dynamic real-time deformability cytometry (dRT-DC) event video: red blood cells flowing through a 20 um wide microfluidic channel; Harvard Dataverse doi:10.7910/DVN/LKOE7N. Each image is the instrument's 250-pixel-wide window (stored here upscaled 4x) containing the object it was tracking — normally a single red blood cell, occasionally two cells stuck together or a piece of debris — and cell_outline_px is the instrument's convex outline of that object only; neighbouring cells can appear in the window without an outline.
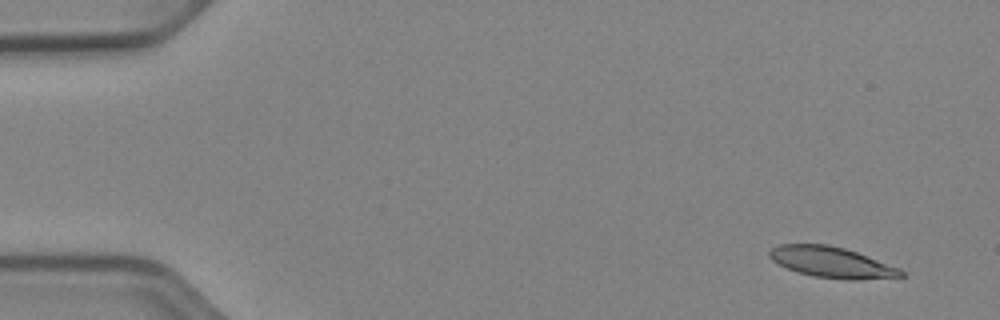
{"species": "Egyptian fruit bat (a non-hibernating species)", "species_latin": "Rousettus aegyptiacus", "temperature_condition": "cold", "stored_images_in_passage": 53, "camera_frame_rate_fps": 3000, "um_per_image_px": 0.085, "animal": {"sex": "female"}, "frame": {"image": 1, "passage_image": 4, "time_ms": 1.0, "image_size_px": [1000, 320], "cell_outline_px": [[904, 276], [860, 280], [848, 280], [812, 276], [796, 272], [772, 260], [768, 256], [768, 252], [772, 248], [780, 244], [828, 244], [844, 248], [856, 252], [900, 268], [904, 272]], "centroid_in_image_um": [70.68, 22.3], "position_along_channel_um": 14.3, "area_um2": 23.58}}
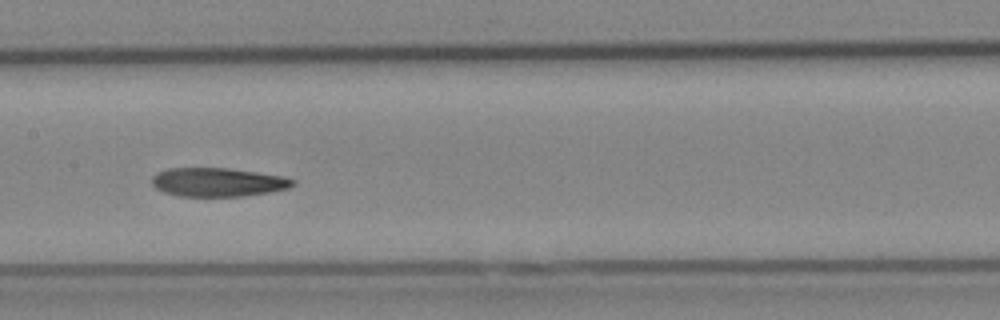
{"frame": {"image": 2, "passage_image": 27, "time_ms": 8.667, "image_size_px": [1000, 320], "cell_outline_px": [[296, 184], [288, 188], [268, 192], [244, 196], [180, 196], [164, 192], [156, 188], [152, 184], [152, 176], [156, 172], [168, 168], [228, 168], [284, 176], [296, 180]], "centroid_in_image_um": [18.52, 15.48], "position_along_channel_um": 188.9, "area_um2": 23.64}}
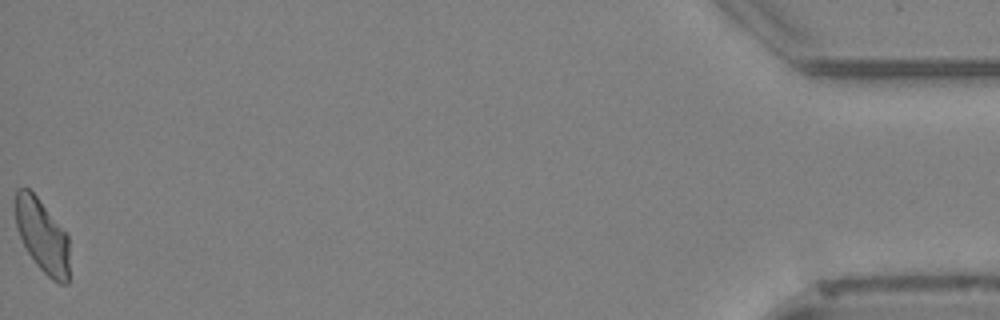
{"frame": {"image": 3, "passage_image": 53, "time_ms": 17.333, "image_size_px": [1000, 320], "cell_outline_px": [[68, 284], [60, 284], [52, 280], [36, 264], [28, 252], [16, 228], [16, 188], [28, 188], [36, 196], [68, 236]], "centroid_in_image_um": [3.59, 20.07], "position_along_channel_um": 431.6, "area_um2": 22.54}, "authors_computed_cell_mechanics": {"area_um2": 24.1604, "velocity_mm_per_s": 3.9073, "shape_relaxation_time_tau1_ms": 7.0631, "shape_relaxation_time_tau2_ms": 8.6389, "deformation_change_tau1": 0.1539, "deformation_change_tau2": 0.1735}}